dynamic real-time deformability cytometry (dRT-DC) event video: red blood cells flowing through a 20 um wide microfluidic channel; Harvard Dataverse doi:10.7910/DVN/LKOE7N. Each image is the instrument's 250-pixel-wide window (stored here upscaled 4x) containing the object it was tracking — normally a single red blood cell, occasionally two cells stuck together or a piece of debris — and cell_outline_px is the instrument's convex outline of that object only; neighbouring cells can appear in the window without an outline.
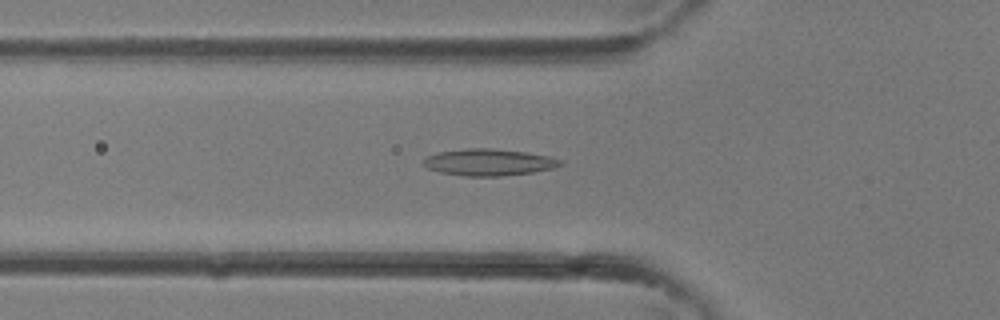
{"species": "common noctule bat (a hibernating species)", "species_latin": "Nyctalus noctula", "temperature_condition": "room temperature", "stored_images_in_passage": 37, "camera_frame_rate_fps": 3000, "um_per_image_px": 0.085, "animal": {"sex": "female"}, "frame": {"image": 1, "passage_image": 13, "time_ms": 4.0, "image_size_px": [1000, 320], "cell_outline_px": [[564, 164], [556, 168], [532, 172], [500, 176], [464, 176], [440, 172], [428, 168], [424, 164], [424, 160], [428, 156], [436, 152], [464, 148], [492, 148], [524, 152], [548, 156], [564, 160]], "centroid_in_image_um": [41.58, 13.79], "position_along_channel_um": 84.2, "area_um2": 21.39}}
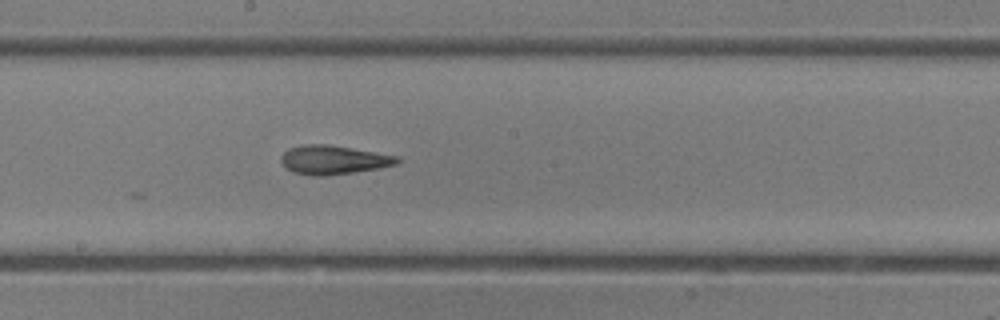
{"frame": {"image": 2, "passage_image": 20, "time_ms": 6.333, "image_size_px": [1000, 320], "cell_outline_px": [[400, 160], [396, 164], [376, 168], [352, 172], [324, 176], [312, 176], [292, 172], [280, 160], [280, 156], [288, 148], [304, 144], [328, 144], [400, 156]], "centroid_in_image_um": [28.32, 13.57], "position_along_channel_um": 219.9, "area_um2": 19.48}}
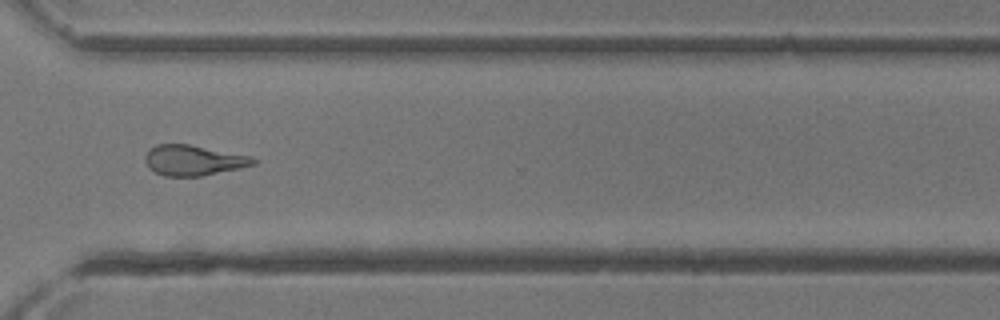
{"frame": {"image": 3, "passage_image": 27, "time_ms": 8.667, "image_size_px": [1000, 320], "cell_outline_px": [[256, 164], [240, 168], [200, 176], [164, 176], [148, 168], [144, 160], [144, 156], [148, 148], [156, 144], [188, 144], [252, 156], [256, 160]], "centroid_in_image_um": [16.4, 13.62], "position_along_channel_um": 354.2, "area_um2": 19.25}}